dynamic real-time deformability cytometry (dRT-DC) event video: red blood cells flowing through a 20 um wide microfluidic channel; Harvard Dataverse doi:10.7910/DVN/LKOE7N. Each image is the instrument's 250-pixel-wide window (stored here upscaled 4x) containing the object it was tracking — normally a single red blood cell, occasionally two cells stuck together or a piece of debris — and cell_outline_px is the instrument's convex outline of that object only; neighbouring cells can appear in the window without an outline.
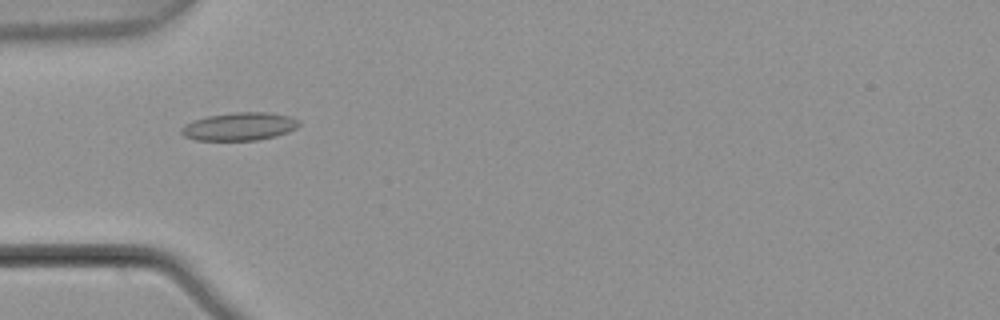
{"species": "common noctule bat (a hibernating species)", "species_latin": "Nyctalus noctula", "temperature_condition": "warm", "stored_images_in_passage": 4, "camera_frame_rate_fps": 3000, "um_per_image_px": 0.085, "animal": {"sex": "male", "body_mass_g": 21.5, "forearm_length_mm": 52.0}, "frame": {"image": 1, "passage_image": 2, "time_ms": 0.333, "image_size_px": [1000, 320], "cell_outline_px": [[300, 124], [296, 128], [288, 132], [276, 136], [256, 140], [196, 140], [184, 136], [180, 132], [180, 128], [184, 124], [208, 116], [232, 112], [268, 112], [288, 116], [300, 120]], "centroid_in_image_um": [20.36, 10.75], "position_along_channel_um": 64.6, "area_um2": 19.19}}
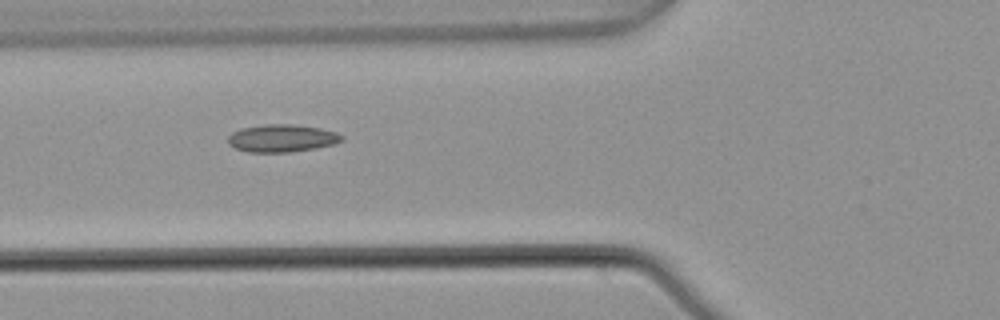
{"frame": {"image": 2, "passage_image": 3, "time_ms": 0.667, "image_size_px": [1000, 320], "cell_outline_px": [[344, 140], [332, 144], [316, 148], [288, 152], [248, 152], [236, 148], [228, 144], [228, 136], [232, 132], [240, 128], [264, 124], [292, 124], [320, 128], [336, 132], [344, 136]], "centroid_in_image_um": [23.95, 11.74], "position_along_channel_um": 101.9, "area_um2": 18.32}}
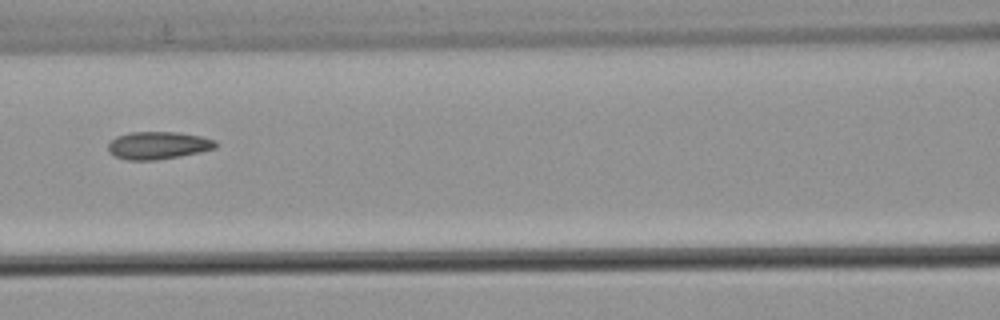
{"frame": {"image": 3, "passage_image": 4, "time_ms": 1.0, "image_size_px": [1000, 320], "cell_outline_px": [[216, 148], [200, 152], [180, 156], [156, 160], [128, 160], [112, 156], [108, 152], [108, 144], [116, 136], [128, 132], [180, 132], [200, 136], [216, 140]], "centroid_in_image_um": [13.41, 12.36], "position_along_channel_um": 153.2, "area_um2": 17.46}}